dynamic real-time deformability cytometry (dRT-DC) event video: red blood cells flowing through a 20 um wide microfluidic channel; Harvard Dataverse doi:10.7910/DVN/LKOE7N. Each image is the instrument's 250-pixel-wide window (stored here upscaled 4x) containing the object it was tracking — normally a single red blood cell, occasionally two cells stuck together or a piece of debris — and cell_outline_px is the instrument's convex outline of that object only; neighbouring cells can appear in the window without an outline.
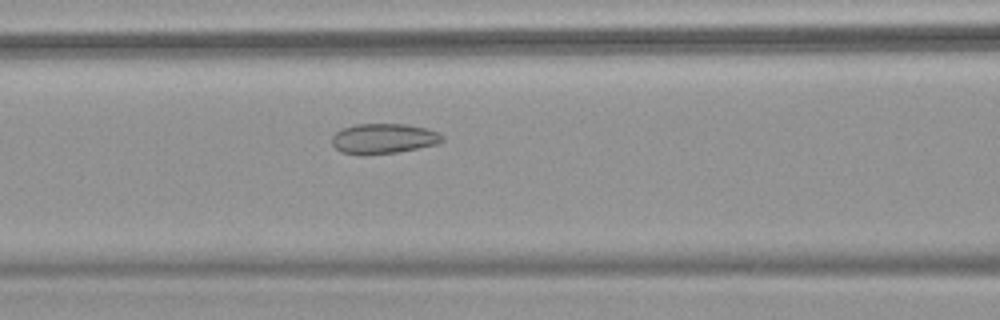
{"species": "common noctule bat (a hibernating species)", "species_latin": "Nyctalus noctula", "temperature_condition": "warm", "stored_images_in_passage": 54, "camera_frame_rate_fps": 3000, "um_per_image_px": 0.085, "animal": {"sex": "female", "body_mass_g": 18.4}, "frame": {"image": 1, "passage_image": 24, "time_ms": 7.667, "image_size_px": [1000, 320], "cell_outline_px": [[444, 140], [440, 144], [400, 152], [364, 156], [340, 152], [332, 144], [332, 136], [340, 128], [356, 124], [408, 124], [428, 128], [440, 132], [444, 136]], "centroid_in_image_um": [32.64, 11.79], "position_along_channel_um": 134.0, "area_um2": 20.06}}
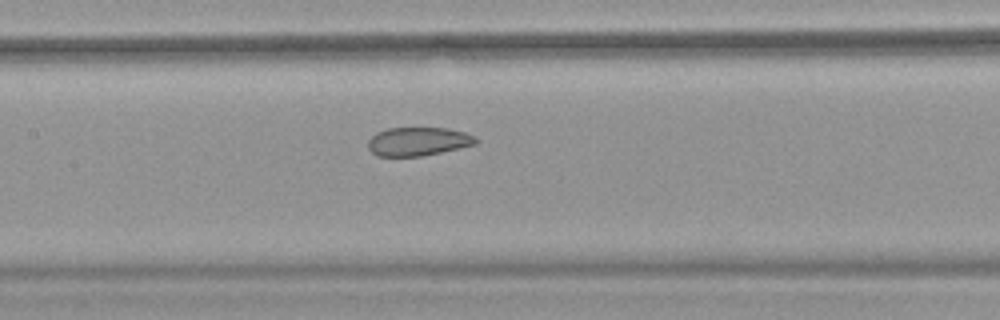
{"frame": {"image": 2, "passage_image": 27, "time_ms": 8.667, "image_size_px": [1000, 320], "cell_outline_px": [[480, 140], [476, 144], [460, 148], [424, 156], [376, 156], [368, 148], [368, 140], [376, 132], [388, 128], [448, 128], [464, 132], [476, 136]], "centroid_in_image_um": [35.56, 12.02], "position_along_channel_um": 171.8, "area_um2": 18.15}}
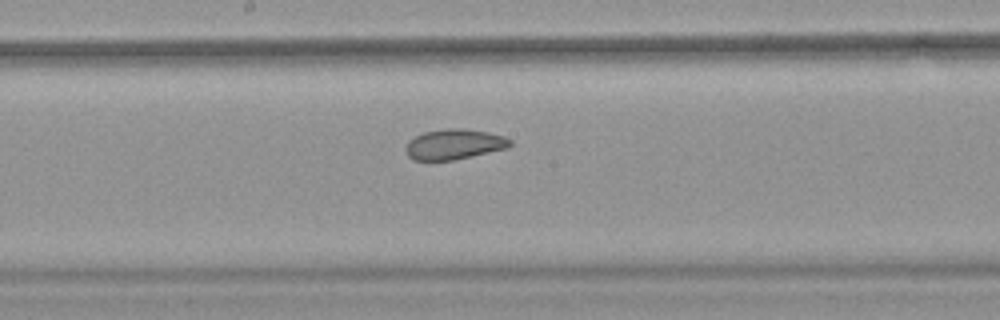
{"frame": {"image": 3, "passage_image": 30, "time_ms": 9.667, "image_size_px": [1000, 320], "cell_outline_px": [[512, 144], [508, 148], [472, 156], [452, 160], [412, 160], [408, 156], [404, 148], [408, 140], [424, 132], [444, 128], [464, 128], [488, 132], [504, 136], [512, 140]], "centroid_in_image_um": [38.6, 12.26], "position_along_channel_um": 209.6, "area_um2": 18.61}, "authors_computed_cell_mechanics": {"area_um2": 23.2356, "velocity_mm_per_s": 3.8021, "shape_relaxation_time_tau1_ms": null, "shape_relaxation_time_tau2_ms": 2.7266, "deformation_change_tau1": null, "deformation_change_tau2": 0.0834}}